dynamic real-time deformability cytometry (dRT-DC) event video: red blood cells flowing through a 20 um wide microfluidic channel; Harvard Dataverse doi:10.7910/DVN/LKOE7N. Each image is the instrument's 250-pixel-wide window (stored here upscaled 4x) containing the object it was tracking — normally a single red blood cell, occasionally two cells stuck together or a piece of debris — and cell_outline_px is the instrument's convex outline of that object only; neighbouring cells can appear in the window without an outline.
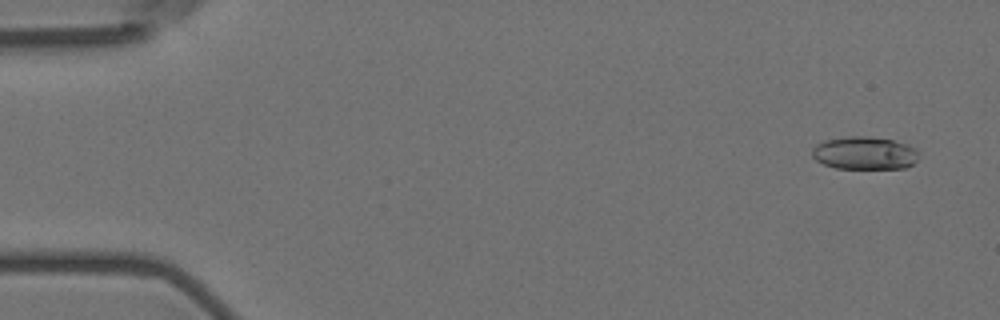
{"species": "Egyptian fruit bat (a non-hibernating species)", "species_latin": "Rousettus aegyptiacus", "temperature_condition": "room temperature", "stored_images_in_passage": 57, "camera_frame_rate_fps": 3000, "um_per_image_px": 0.085, "animal": {"sex": "female"}, "frame": {"image": 1, "passage_image": 3, "time_ms": 0.667, "image_size_px": [1000, 320], "cell_outline_px": [[916, 160], [912, 164], [904, 168], [836, 168], [824, 164], [816, 160], [812, 156], [812, 148], [816, 144], [824, 140], [848, 136], [872, 136], [892, 140], [908, 144], [916, 148]], "centroid_in_image_um": [73.45, 13.0], "position_along_channel_um": 11.5, "area_um2": 20.4}}
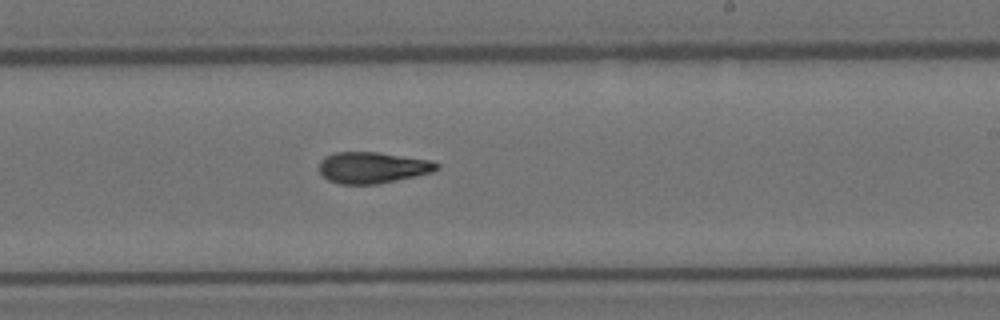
{"frame": {"image": 2, "passage_image": 34, "time_ms": 11.0, "image_size_px": [1000, 320], "cell_outline_px": [[440, 168], [432, 172], [416, 176], [376, 184], [340, 184], [328, 180], [320, 172], [320, 160], [324, 156], [336, 152], [376, 152], [432, 160], [440, 164]], "centroid_in_image_um": [31.68, 14.24], "position_along_channel_um": 257.3, "area_um2": 21.44}}
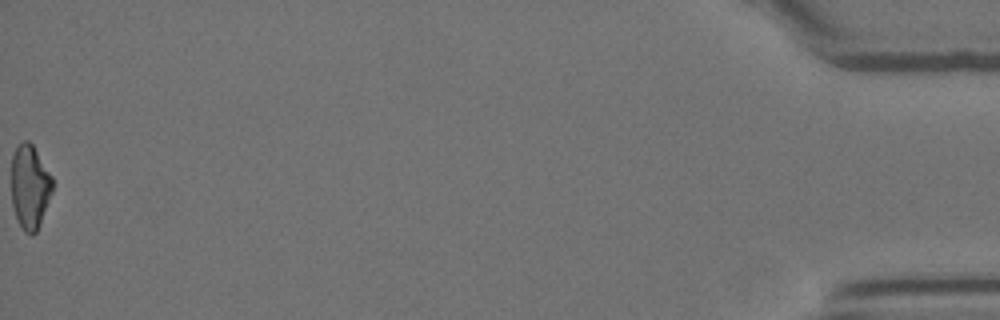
{"frame": {"image": 3, "passage_image": 57, "time_ms": 18.667, "image_size_px": [1000, 320], "cell_outline_px": [[52, 192], [40, 224], [36, 232], [32, 236], [24, 232], [16, 216], [12, 204], [12, 156], [16, 148], [24, 140], [28, 140], [32, 144], [52, 176]], "centroid_in_image_um": [2.54, 15.89], "position_along_channel_um": 432.7, "area_um2": 19.94}, "authors_computed_cell_mechanics": {"area_um2": 21.0392, "velocity_mm_per_s": 3.6019, "shape_relaxation_time_tau1_ms": 8.1525, "shape_relaxation_time_tau2_ms": 4.2543, "deformation_change_tau1": 0.2281, "deformation_change_tau2": 0.1305}}